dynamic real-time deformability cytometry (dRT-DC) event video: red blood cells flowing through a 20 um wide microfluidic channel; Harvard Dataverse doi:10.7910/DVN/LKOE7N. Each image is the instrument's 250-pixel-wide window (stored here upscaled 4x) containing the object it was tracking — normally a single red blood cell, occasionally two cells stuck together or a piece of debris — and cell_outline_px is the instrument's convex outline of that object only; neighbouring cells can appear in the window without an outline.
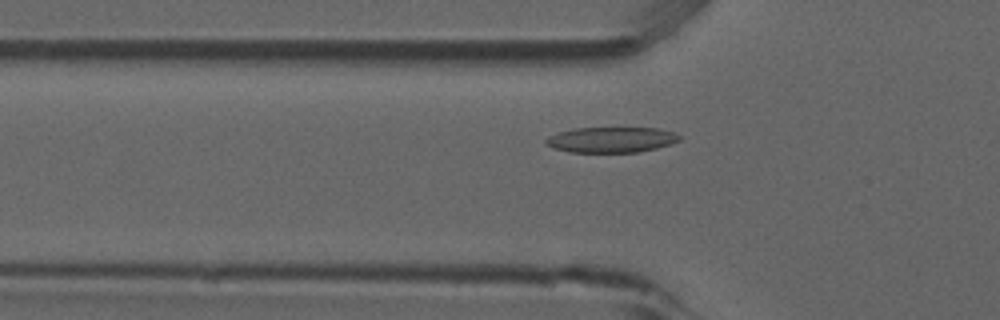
{"species": "common noctule bat (a hibernating species)", "species_latin": "Nyctalus noctula", "temperature_condition": "room temperature", "stored_images_in_passage": 41, "camera_frame_rate_fps": 3000, "um_per_image_px": 0.085, "animal": {"sex": "male", "forearm_length_mm": 52.5}, "frame": {"image": 1, "passage_image": 5, "time_ms": 1.333, "image_size_px": [1000, 320], "cell_outline_px": [[680, 140], [656, 148], [636, 152], [568, 152], [544, 144], [544, 140], [548, 136], [560, 132], [576, 128], [660, 128], [676, 132], [680, 136]], "centroid_in_image_um": [51.96, 11.87], "position_along_channel_um": 73.8, "area_um2": 19.77}}
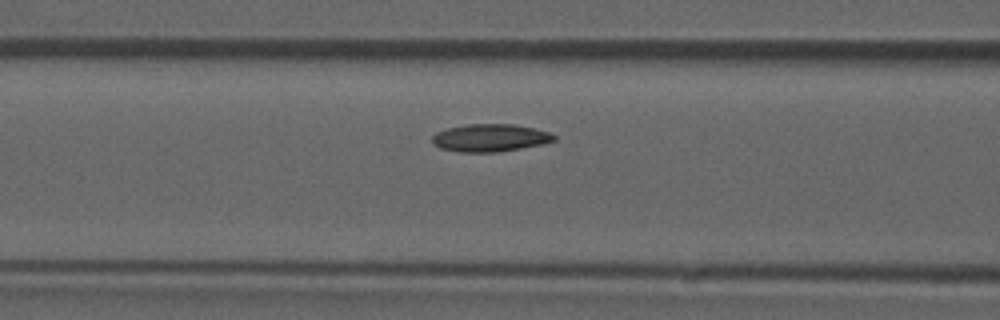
{"frame": {"image": 2, "passage_image": 9, "time_ms": 2.667, "image_size_px": [1000, 320], "cell_outline_px": [[556, 140], [544, 144], [496, 152], [460, 152], [440, 148], [432, 140], [432, 136], [436, 132], [448, 128], [468, 124], [512, 124], [532, 128], [548, 132], [556, 136]], "centroid_in_image_um": [41.66, 11.72], "position_along_channel_um": 124.9, "area_um2": 19.42}}
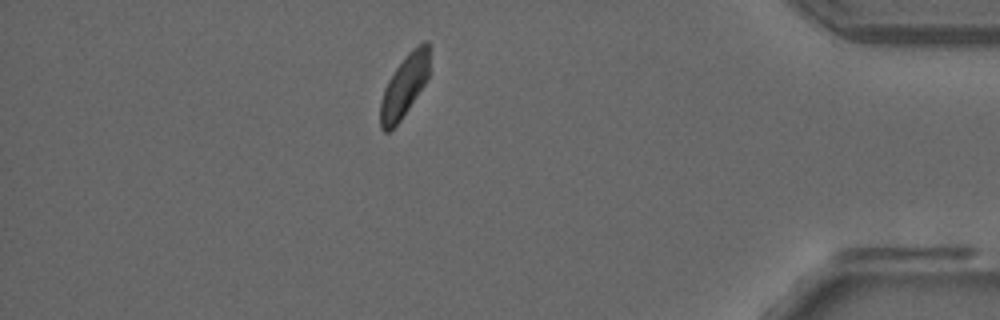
{"frame": {"image": 3, "passage_image": 34, "time_ms": 11.0, "image_size_px": [1000, 320], "cell_outline_px": [[428, 76], [424, 84], [400, 120], [388, 132], [384, 132], [380, 128], [380, 100], [384, 88], [388, 80], [396, 68], [408, 52], [412, 48], [424, 40], [428, 40]], "centroid_in_image_um": [34.33, 7.3], "position_along_channel_um": 400.9, "area_um2": 17.46}, "authors_computed_cell_mechanics": {"area_um2": 19.0162, "velocity_mm_per_s": 3.8076, "shape_relaxation_time_tau1_ms": 3.6508, "shape_relaxation_time_tau2_ms": 8.4356, "deformation_change_tau1": 0.1179, "deformation_change_tau2": 0.1226}}